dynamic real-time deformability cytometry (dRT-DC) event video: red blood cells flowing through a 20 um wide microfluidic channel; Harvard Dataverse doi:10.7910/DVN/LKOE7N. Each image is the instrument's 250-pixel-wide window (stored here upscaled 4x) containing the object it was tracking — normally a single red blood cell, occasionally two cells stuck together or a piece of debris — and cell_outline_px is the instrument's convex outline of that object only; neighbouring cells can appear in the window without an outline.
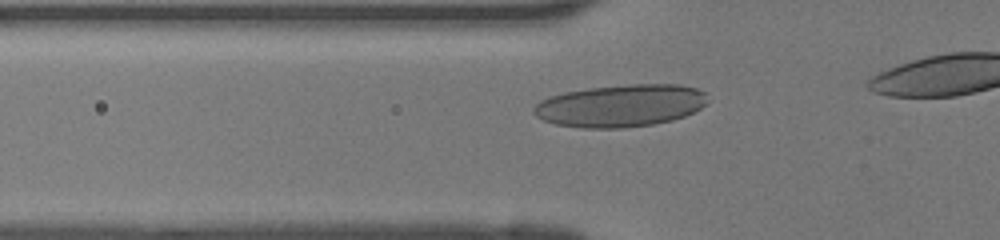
{"species": "human", "species_latin": "Homo sapiens", "temperature_condition": "room temperature", "stored_images_in_passage": 26, "camera_frame_rate_fps": 3000, "um_per_image_px": 0.085, "donor": {"sex": "female"}, "frame": {"image": 1, "passage_image": 7, "time_ms": 2.0, "image_size_px": [1000, 240], "cell_outline_px": [[704, 104], [700, 108], [684, 116], [672, 120], [652, 124], [620, 128], [584, 128], [556, 124], [544, 120], [536, 116], [532, 112], [532, 108], [540, 100], [564, 92], [588, 88], [628, 84], [680, 84], [696, 88], [704, 92]], "centroid_in_image_um": [52.7, 8.97], "position_along_channel_um": 73.1, "area_um2": 42.66}}
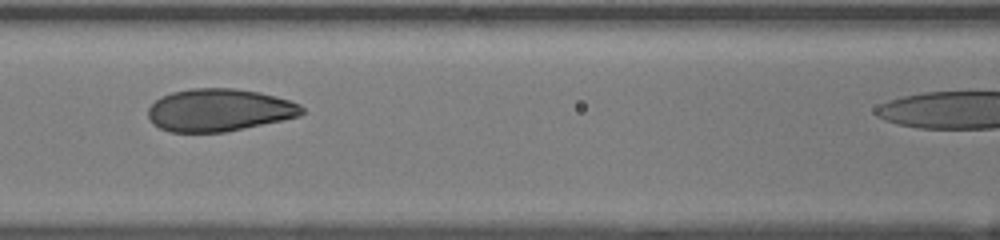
{"frame": {"image": 2, "passage_image": 12, "time_ms": 3.667, "image_size_px": [1000, 240], "cell_outline_px": [[304, 112], [300, 116], [224, 132], [168, 132], [152, 124], [148, 116], [148, 108], [160, 96], [172, 92], [188, 88], [236, 88], [260, 92], [288, 100], [300, 104], [304, 108]], "centroid_in_image_um": [18.59, 9.35], "position_along_channel_um": 148.0, "area_um2": 38.21}}
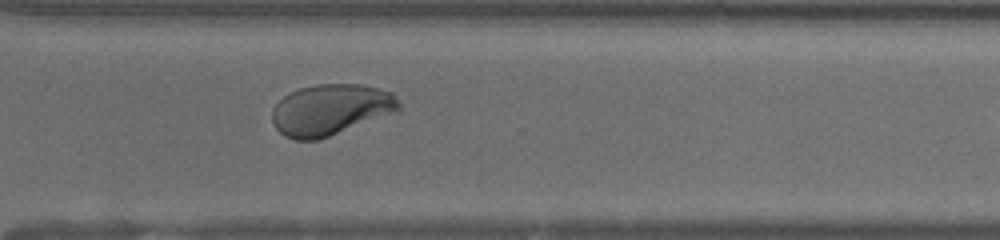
{"frame": {"image": 3, "passage_image": 25, "time_ms": 8.0, "image_size_px": [1000, 240], "cell_outline_px": [[400, 108], [320, 140], [296, 140], [284, 136], [276, 128], [272, 120], [272, 108], [284, 96], [300, 88], [316, 84], [360, 84], [380, 88], [392, 92], [400, 104]], "centroid_in_image_um": [28.04, 9.31], "position_along_channel_um": 342.6, "area_um2": 37.11}}